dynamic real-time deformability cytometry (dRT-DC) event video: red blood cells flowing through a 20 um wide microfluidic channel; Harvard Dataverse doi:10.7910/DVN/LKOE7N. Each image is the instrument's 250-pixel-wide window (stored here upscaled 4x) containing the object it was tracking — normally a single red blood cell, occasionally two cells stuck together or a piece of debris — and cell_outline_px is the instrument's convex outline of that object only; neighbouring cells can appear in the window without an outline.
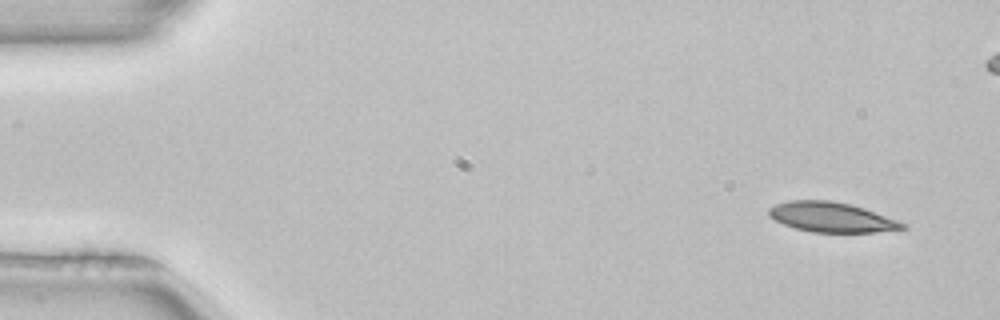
{"species": "common noctule bat (a hibernating species)", "species_latin": "Nyctalus noctula", "temperature_condition": "room temperature", "stored_images_in_passage": 3, "camera_frame_rate_fps": 3000, "um_per_image_px": 0.085, "animal": {"sex": "female", "body_mass_g": 22.7, "forearm_length_mm": 54.2}, "frame": {"image": 1, "passage_image": 1, "time_ms": 0.0, "image_size_px": [1000, 320], "cell_outline_px": [[908, 228], [876, 232], [812, 232], [796, 228], [784, 224], [768, 216], [768, 208], [776, 204], [788, 200], [832, 200], [864, 208], [908, 224]], "centroid_in_image_um": [70.68, 18.46], "position_along_channel_um": 14.3, "area_um2": 23.24}}